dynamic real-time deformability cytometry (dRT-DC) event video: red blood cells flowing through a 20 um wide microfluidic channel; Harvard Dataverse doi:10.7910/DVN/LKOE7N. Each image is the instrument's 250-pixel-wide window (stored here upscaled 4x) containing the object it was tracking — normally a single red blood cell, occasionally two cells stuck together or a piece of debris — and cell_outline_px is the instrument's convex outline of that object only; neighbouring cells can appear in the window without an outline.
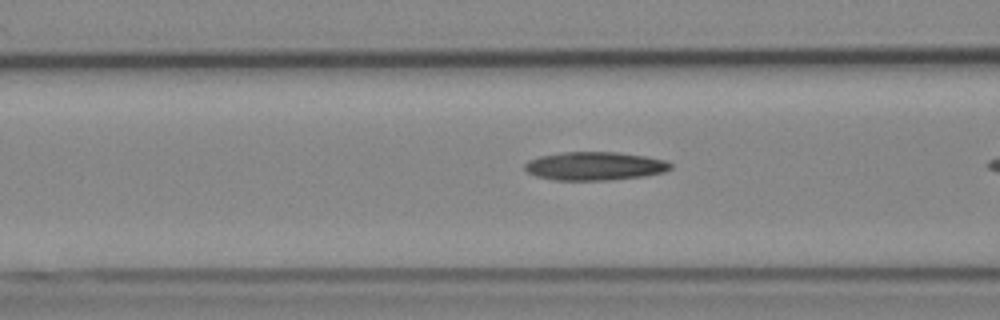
{"species": "Egyptian fruit bat (a non-hibernating species)", "species_latin": "Rousettus aegyptiacus", "temperature_condition": "cold", "stored_images_in_passage": 7, "camera_frame_rate_fps": 3000, "um_per_image_px": 0.085, "animal": {"sex": "female"}, "frame": {"image": 1, "passage_image": 6, "time_ms": 1.667, "image_size_px": [1000, 320], "cell_outline_px": [[672, 168], [664, 172], [644, 176], [608, 180], [552, 180], [536, 176], [528, 172], [524, 168], [524, 164], [528, 160], [540, 156], [564, 152], [620, 152], [644, 156], [664, 160], [672, 164]], "centroid_in_image_um": [50.54, 14.11], "position_along_channel_um": 116.1, "area_um2": 24.16}}